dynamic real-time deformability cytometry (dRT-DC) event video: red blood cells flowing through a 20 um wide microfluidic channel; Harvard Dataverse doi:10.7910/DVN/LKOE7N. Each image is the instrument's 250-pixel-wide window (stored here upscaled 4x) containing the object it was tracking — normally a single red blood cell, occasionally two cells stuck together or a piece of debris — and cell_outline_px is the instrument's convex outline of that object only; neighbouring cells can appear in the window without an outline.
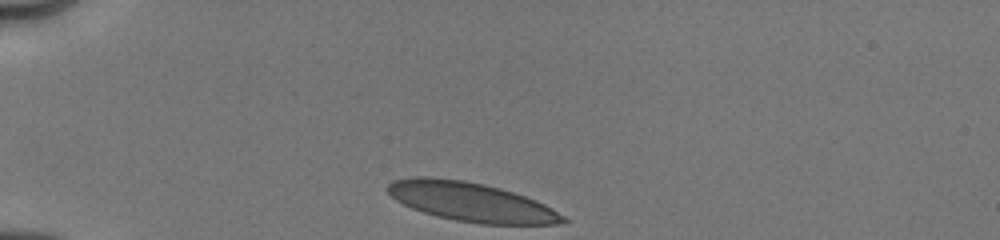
{"species": "human", "species_latin": "Homo sapiens", "temperature_condition": "cold", "stored_images_in_passage": 4, "camera_frame_rate_fps": 3000, "um_per_image_px": 0.085, "donor": {"sex": "male"}, "frame": {"image": 1, "passage_image": 1, "time_ms": 0.0, "image_size_px": [1000, 240], "cell_outline_px": [[568, 224], [480, 224], [456, 220], [436, 216], [412, 208], [396, 200], [384, 188], [392, 180], [412, 176], [428, 176], [464, 180], [484, 184], [500, 188], [536, 200], [544, 204], [564, 216], [568, 220]], "centroid_in_image_um": [40.02, 17.15], "position_along_channel_um": 45.0, "area_um2": 40.0}}
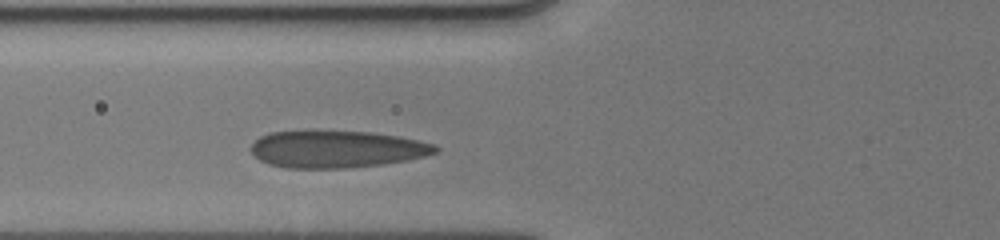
{"frame": {"image": 2, "passage_image": 4, "time_ms": 2.333, "image_size_px": [1000, 240], "cell_outline_px": [[440, 148], [436, 152], [424, 156], [384, 164], [344, 168], [284, 168], [268, 164], [260, 160], [252, 152], [252, 144], [260, 136], [272, 132], [308, 128], [368, 132], [396, 136], [420, 140], [436, 144]], "centroid_in_image_um": [28.58, 12.64], "position_along_channel_um": 97.2, "area_um2": 40.75}}